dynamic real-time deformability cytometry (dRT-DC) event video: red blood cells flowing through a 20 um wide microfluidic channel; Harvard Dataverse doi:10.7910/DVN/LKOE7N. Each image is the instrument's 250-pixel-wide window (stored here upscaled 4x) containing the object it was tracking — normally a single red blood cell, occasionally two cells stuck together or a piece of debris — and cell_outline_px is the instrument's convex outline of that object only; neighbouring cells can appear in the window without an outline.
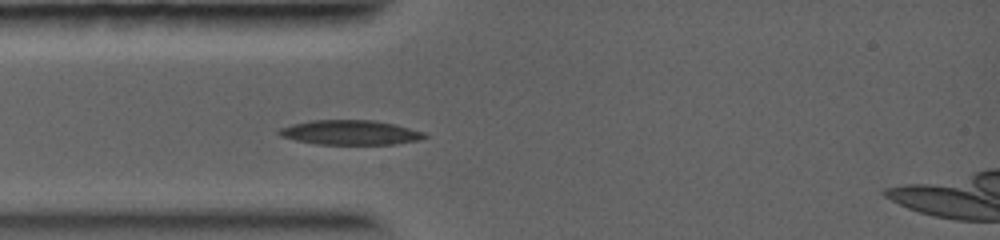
{"species": "common noctule bat (a hibernating species)", "species_latin": "Nyctalus noctula", "temperature_condition": "warm", "stored_images_in_passage": 5, "camera_frame_rate_fps": 5000, "um_per_image_px": 0.085, "animal": {"sex": "female", "body_mass_g": 19.0, "forearm_length_mm": 56.7}, "frame": {"image": 1, "passage_image": 3, "time_ms": 2.0, "image_size_px": [1000, 240], "cell_outline_px": [[428, 136], [420, 140], [396, 144], [316, 144], [296, 140], [280, 136], [276, 132], [280, 128], [292, 124], [312, 120], [376, 120], [396, 124], [424, 132]], "centroid_in_image_um": [29.79, 11.26], "position_along_channel_um": 55.2, "area_um2": 20.98}}